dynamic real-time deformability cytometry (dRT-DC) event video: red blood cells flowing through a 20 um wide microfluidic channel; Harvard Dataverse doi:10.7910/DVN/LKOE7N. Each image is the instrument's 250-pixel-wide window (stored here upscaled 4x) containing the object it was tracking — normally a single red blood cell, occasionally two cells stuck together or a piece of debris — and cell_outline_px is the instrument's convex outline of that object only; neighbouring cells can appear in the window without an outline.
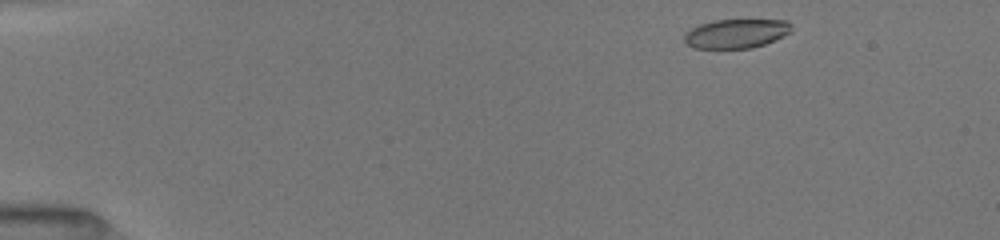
{"species": "common noctule bat (a hibernating species)", "species_latin": "Nyctalus noctula", "temperature_condition": "room temperature", "stored_images_in_passage": 45, "camera_frame_rate_fps": 3000, "um_per_image_px": 0.085, "animal": {"sex": "female", "body_mass_g": 19.5, "forearm_length_mm": 54.1}, "frame": {"image": 1, "passage_image": 1, "time_ms": 0.0, "image_size_px": [1000, 240], "cell_outline_px": [[792, 32], [784, 36], [764, 44], [752, 48], [692, 48], [684, 40], [684, 32], [700, 24], [712, 20], [788, 20], [792, 24]], "centroid_in_image_um": [62.59, 2.84], "position_along_channel_um": 22.4, "area_um2": 18.32}}
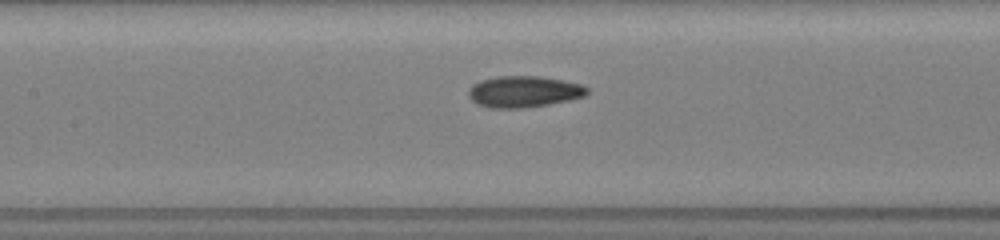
{"frame": {"image": 2, "passage_image": 19, "time_ms": 6.0, "image_size_px": [1000, 240], "cell_outline_px": [[588, 92], [584, 96], [568, 100], [548, 104], [520, 108], [492, 108], [480, 104], [472, 100], [468, 96], [468, 88], [472, 84], [480, 80], [496, 76], [540, 76], [580, 84], [588, 88]], "centroid_in_image_um": [44.48, 7.78], "position_along_channel_um": 162.9, "area_um2": 21.5}}
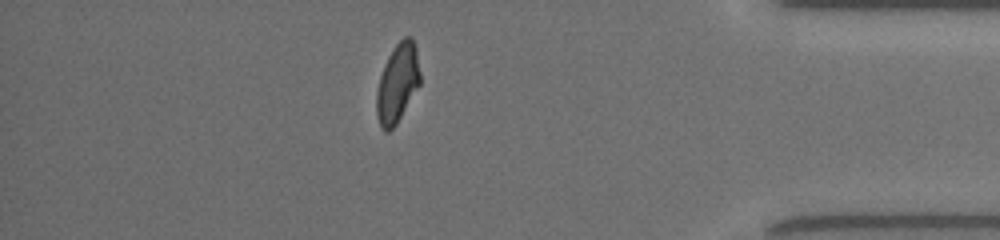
{"frame": {"image": 3, "passage_image": 39, "time_ms": 12.667, "image_size_px": [1000, 240], "cell_outline_px": [[420, 84], [396, 124], [388, 132], [384, 132], [380, 128], [376, 116], [376, 92], [380, 76], [384, 64], [388, 56], [396, 44], [404, 36], [412, 36], [416, 48], [420, 72]], "centroid_in_image_um": [33.77, 7.07], "position_along_channel_um": 401.4, "area_um2": 20.11}, "authors_computed_cell_mechanics": {"area_um2": 20.519, "velocity_mm_per_s": 4.0452, "shape_relaxation_time_tau1_ms": 4.7024, "shape_relaxation_time_tau2_ms": 1.8767, "deformation_change_tau1": 0.1699, "deformation_change_tau2": 0.076}}